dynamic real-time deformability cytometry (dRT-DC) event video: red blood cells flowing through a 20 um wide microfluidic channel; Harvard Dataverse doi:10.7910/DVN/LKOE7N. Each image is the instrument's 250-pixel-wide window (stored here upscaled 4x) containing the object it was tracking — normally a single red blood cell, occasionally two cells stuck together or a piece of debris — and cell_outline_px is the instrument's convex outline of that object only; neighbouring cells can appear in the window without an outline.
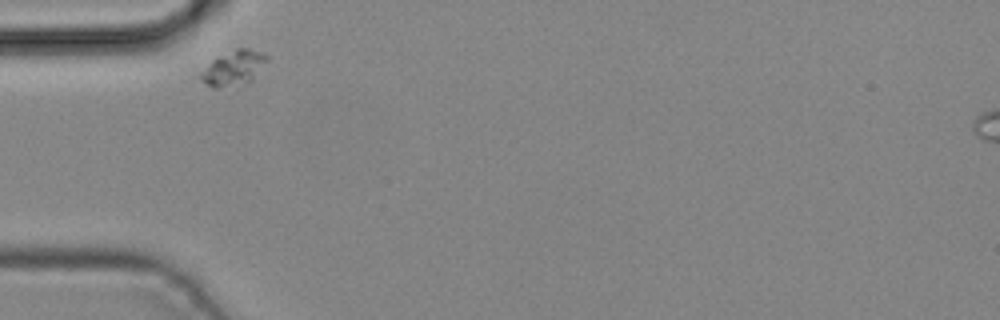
{"species": "common noctule bat (a hibernating species)", "species_latin": "Nyctalus noctula", "temperature_condition": "cold", "stored_images_in_passage": 3, "camera_frame_rate_fps": 3000, "um_per_image_px": 0.085, "animal": {"sex": "male", "body_mass_g": 19.2, "forearm_length_mm": 51.8}, "frame": {"image": 1, "passage_image": 1, "time_ms": 0.0, "image_size_px": [1000, 320], "cell_outline_px": [[268, 60], [252, 80], [220, 88], [212, 88], [200, 80], [200, 76], [212, 60], [236, 48], [248, 48], [260, 52], [268, 56]], "centroid_in_image_um": [19.87, 5.77], "position_along_channel_um": 65.1, "area_um2": 13.01}}
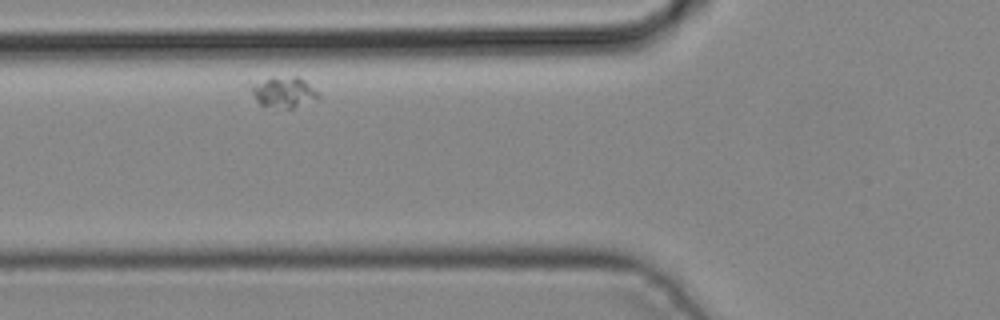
{"frame": {"image": 2, "passage_image": 2, "time_ms": 0.333, "image_size_px": [1000, 320], "cell_outline_px": [[320, 96], [292, 108], [272, 112], [260, 104], [256, 100], [244, 84], [272, 76], [300, 76]], "centroid_in_image_um": [23.92, 7.84], "position_along_channel_um": 101.9, "area_um2": 12.83}}
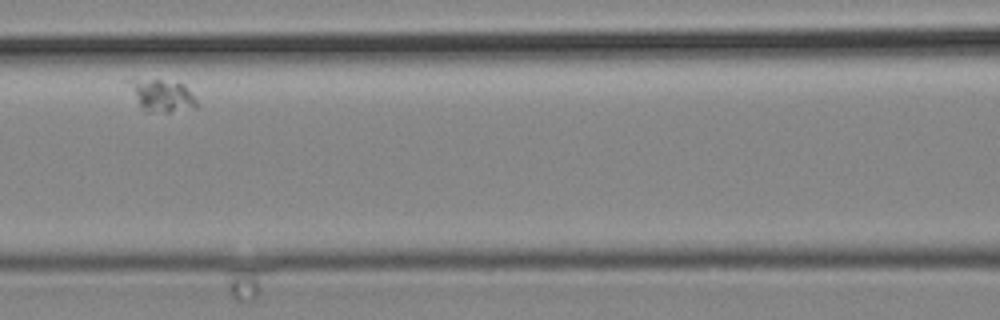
{"frame": {"image": 3, "passage_image": 3, "time_ms": 0.667, "image_size_px": [1000, 320], "cell_outline_px": [[196, 108], [168, 112], [144, 112], [124, 80], [132, 76], [160, 80], [184, 84], [196, 100]], "centroid_in_image_um": [13.65, 8.08], "position_along_channel_um": 152.9, "area_um2": 13.06}}